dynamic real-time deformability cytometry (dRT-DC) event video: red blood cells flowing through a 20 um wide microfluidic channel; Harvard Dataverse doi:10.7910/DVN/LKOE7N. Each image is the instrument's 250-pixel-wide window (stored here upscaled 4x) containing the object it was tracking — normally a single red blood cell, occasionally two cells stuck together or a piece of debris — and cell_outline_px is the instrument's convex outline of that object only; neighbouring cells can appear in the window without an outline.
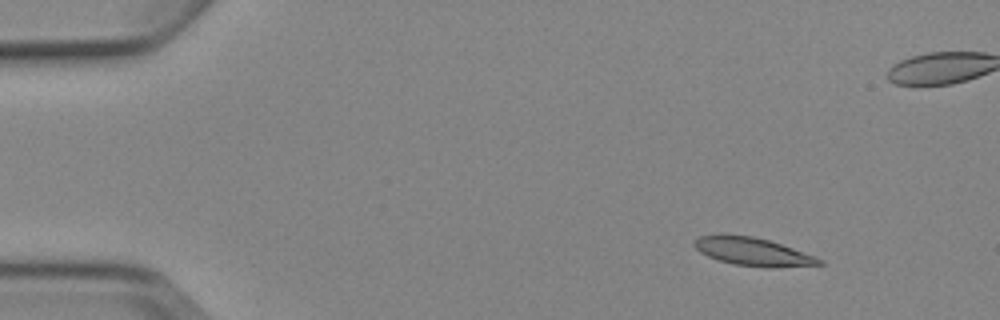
{"species": "Egyptian fruit bat (a non-hibernating species)", "species_latin": "Rousettus aegyptiacus", "temperature_condition": "cold", "stored_images_in_passage": 6, "camera_frame_rate_fps": 3000, "um_per_image_px": 0.085, "animal": {"sex": "female"}, "frame": {"image": 1, "passage_image": 2, "time_ms": 1.333, "image_size_px": [1000, 320], "cell_outline_px": [[824, 264], [772, 268], [768, 268], [732, 264], [708, 256], [700, 252], [692, 244], [700, 236], [752, 236], [768, 240], [816, 256], [824, 260]], "centroid_in_image_um": [64.06, 21.43], "position_along_channel_um": 20.9, "area_um2": 20.0}}